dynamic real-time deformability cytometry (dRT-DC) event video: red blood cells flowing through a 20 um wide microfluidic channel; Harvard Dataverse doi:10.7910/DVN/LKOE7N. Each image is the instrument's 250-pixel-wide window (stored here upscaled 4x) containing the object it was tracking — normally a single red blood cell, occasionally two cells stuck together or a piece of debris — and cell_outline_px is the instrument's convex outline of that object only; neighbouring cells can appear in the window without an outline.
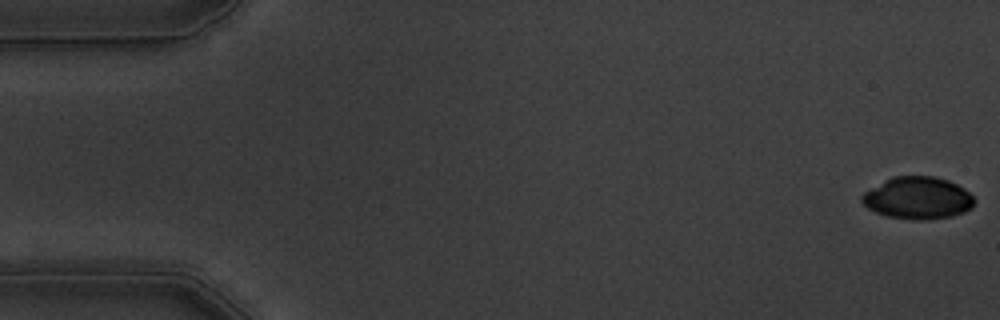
{"species": "common noctule bat (a hibernating species)", "species_latin": "Nyctalus noctula", "temperature_condition": "warm", "stored_images_in_passage": 56, "camera_frame_rate_fps": 3000, "um_per_image_px": 0.085, "animal": {"sex": "male", "body_mass_g": 19.5, "forearm_length_mm": 54.6}, "frame": {"image": 1, "passage_image": 1, "time_ms": 0.0, "image_size_px": [1000, 320], "cell_outline_px": [[976, 200], [972, 208], [964, 212], [952, 216], [920, 220], [888, 216], [876, 212], [868, 208], [860, 200], [860, 196], [864, 192], [884, 180], [892, 176], [936, 176], [948, 180], [964, 188]], "centroid_in_image_um": [78.01, 16.81], "position_along_channel_um": 7.0, "area_um2": 27.63}}
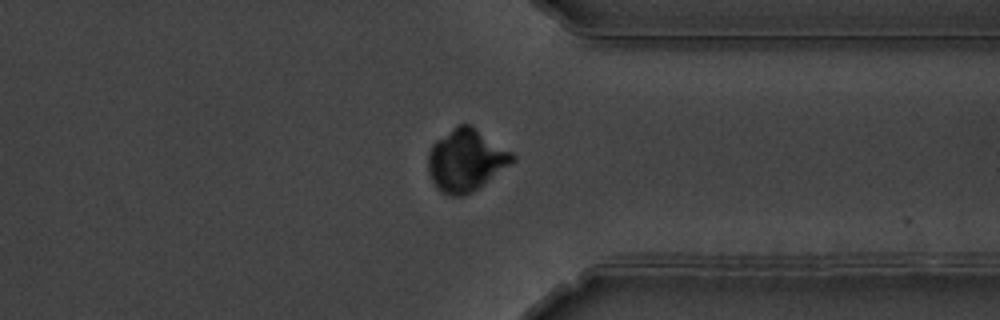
{"frame": {"image": 2, "passage_image": 43, "time_ms": 14.0, "image_size_px": [1000, 320], "cell_outline_px": [[516, 160], [480, 188], [464, 196], [448, 196], [440, 192], [436, 188], [428, 172], [428, 152], [432, 144], [436, 140], [456, 124], [472, 124], [512, 152], [516, 156]], "centroid_in_image_um": [39.61, 13.62], "position_along_channel_um": 371.8, "area_um2": 31.1}}
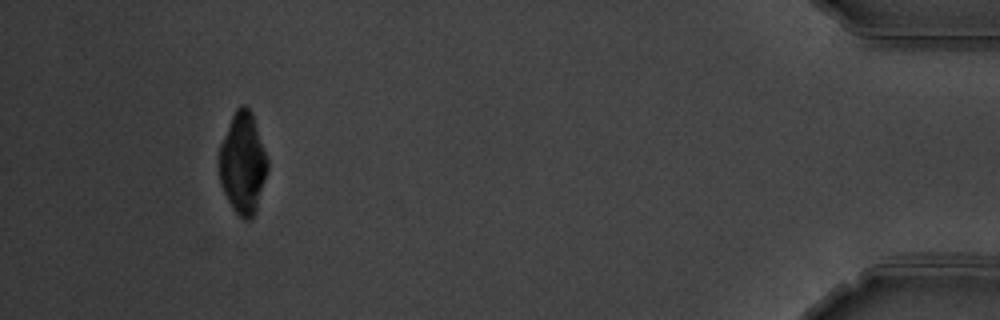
{"frame": {"image": 3, "passage_image": 52, "time_ms": 17.0, "image_size_px": [1000, 320], "cell_outline_px": [[268, 168], [256, 212], [248, 220], [244, 220], [232, 208], [224, 192], [220, 180], [220, 144], [232, 116], [236, 108], [240, 104], [244, 104], [252, 112], [268, 160]], "centroid_in_image_um": [20.65, 13.86], "position_along_channel_um": 414.5, "area_um2": 28.26}, "authors_computed_cell_mechanics": {"area_um2": 29.9404, "velocity_mm_per_s": 3.6051, "shape_relaxation_time_tau1_ms": 4.2736, "shape_relaxation_time_tau2_ms": 1.5162, "deformation_change_tau1": 0.1446, "deformation_change_tau2": 0.0468}}